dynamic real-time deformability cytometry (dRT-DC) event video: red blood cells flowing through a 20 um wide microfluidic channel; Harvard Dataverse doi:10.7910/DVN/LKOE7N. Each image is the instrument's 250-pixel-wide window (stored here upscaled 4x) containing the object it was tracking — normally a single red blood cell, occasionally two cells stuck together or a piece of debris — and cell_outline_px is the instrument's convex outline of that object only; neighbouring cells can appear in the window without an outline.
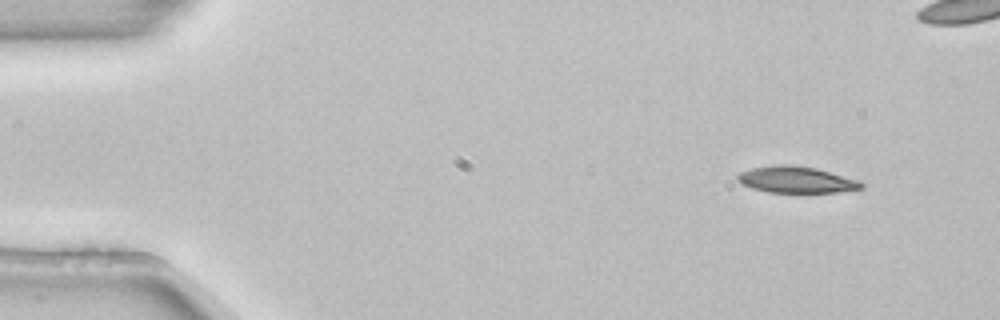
{"species": "common noctule bat (a hibernating species)", "species_latin": "Nyctalus noctula", "temperature_condition": "room temperature", "stored_images_in_passage": 5, "camera_frame_rate_fps": 3000, "um_per_image_px": 0.085, "animal": {"sex": "female", "body_mass_g": 22.7, "forearm_length_mm": 54.2}, "frame": {"image": 1, "passage_image": 1, "time_ms": 0.0, "image_size_px": [1000, 320], "cell_outline_px": [[864, 188], [836, 192], [768, 192], [752, 188], [736, 180], [736, 176], [740, 172], [752, 168], [776, 164], [792, 164], [816, 168], [856, 180], [864, 184]], "centroid_in_image_um": [67.64, 15.26], "position_along_channel_um": 17.4, "area_um2": 18.9}}